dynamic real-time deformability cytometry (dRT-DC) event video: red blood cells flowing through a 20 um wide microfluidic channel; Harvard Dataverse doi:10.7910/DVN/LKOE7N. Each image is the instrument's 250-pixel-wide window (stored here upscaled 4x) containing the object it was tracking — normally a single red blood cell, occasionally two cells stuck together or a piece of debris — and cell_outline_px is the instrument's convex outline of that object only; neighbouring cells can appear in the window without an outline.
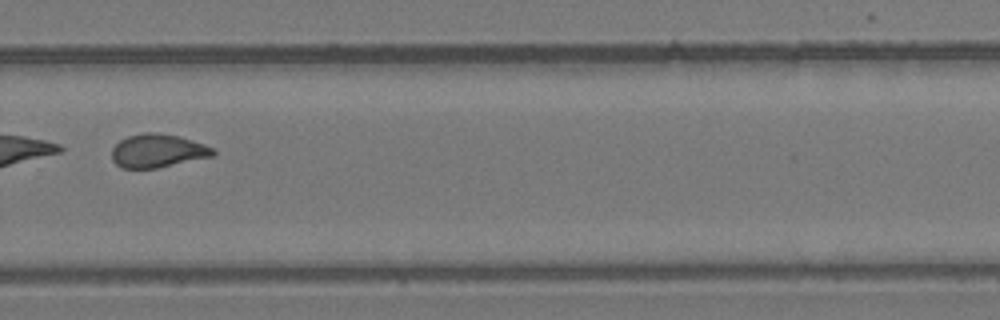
{"species": "common noctule bat (a hibernating species)", "species_latin": "Nyctalus noctula", "temperature_condition": "room temperature", "stored_images_in_passage": 46, "camera_frame_rate_fps": 3000, "um_per_image_px": 0.085, "animal": {"sex": "female", "body_mass_g": 24.6, "forearm_length_mm": 56.2}, "frame": {"image": 1, "passage_image": 33, "time_ms": 10.667, "image_size_px": [1000, 320], "cell_outline_px": [[216, 152], [212, 156], [156, 168], [120, 168], [112, 160], [112, 148], [120, 140], [128, 136], [144, 132], [156, 132], [180, 136], [216, 148]], "centroid_in_image_um": [13.4, 12.81], "position_along_channel_um": 316.4, "area_um2": 19.77}}